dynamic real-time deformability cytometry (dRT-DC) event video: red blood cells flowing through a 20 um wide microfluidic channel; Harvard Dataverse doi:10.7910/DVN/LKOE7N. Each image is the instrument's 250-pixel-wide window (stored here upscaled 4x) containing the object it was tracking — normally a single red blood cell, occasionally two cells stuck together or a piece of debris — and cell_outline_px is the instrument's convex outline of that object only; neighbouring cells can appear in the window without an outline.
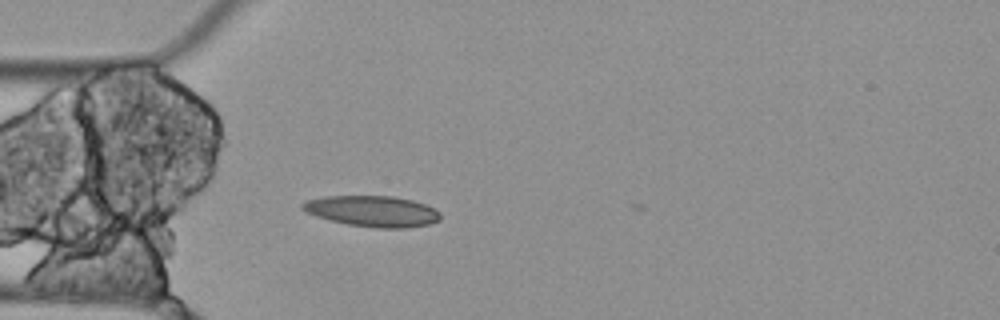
{"species": "Egyptian fruit bat (a non-hibernating species)", "species_latin": "Rousettus aegyptiacus", "temperature_condition": "cold", "stored_images_in_passage": 5, "camera_frame_rate_fps": 3000, "um_per_image_px": 0.085, "animal": {"sex": "female"}, "frame": {"image": 1, "passage_image": 5, "time_ms": 1.333, "image_size_px": [1000, 320], "cell_outline_px": [[440, 220], [428, 224], [404, 228], [376, 228], [348, 224], [328, 220], [304, 212], [300, 208], [300, 204], [304, 200], [324, 196], [392, 196], [412, 200], [424, 204], [440, 212]], "centroid_in_image_um": [31.58, 17.95], "position_along_channel_um": 53.4, "area_um2": 24.97}}